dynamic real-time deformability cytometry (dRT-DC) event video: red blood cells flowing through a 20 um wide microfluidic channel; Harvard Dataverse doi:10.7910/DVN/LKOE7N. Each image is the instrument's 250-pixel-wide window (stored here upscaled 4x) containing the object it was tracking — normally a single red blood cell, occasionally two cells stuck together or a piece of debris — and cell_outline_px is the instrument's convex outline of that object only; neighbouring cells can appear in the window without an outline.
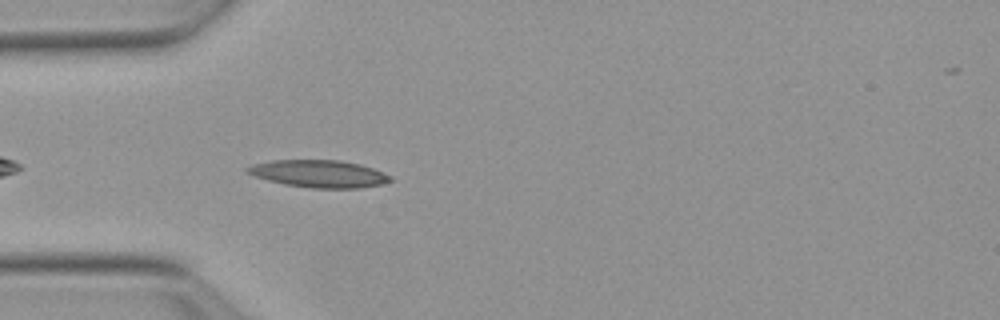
{"species": "Egyptian fruit bat (a non-hibernating species)", "species_latin": "Rousettus aegyptiacus", "temperature_condition": "warm", "stored_images_in_passage": 40, "camera_frame_rate_fps": 3000, "um_per_image_px": 0.085, "animal": {"sex": "female"}, "frame": {"image": 1, "passage_image": 3, "time_ms": 0.667, "image_size_px": [1000, 320], "cell_outline_px": [[392, 180], [380, 184], [360, 188], [312, 188], [284, 184], [268, 180], [244, 172], [244, 168], [252, 164], [272, 160], [336, 160], [360, 164], [372, 168], [392, 176]], "centroid_in_image_um": [27.07, 14.76], "position_along_channel_um": 57.9, "area_um2": 22.72}}
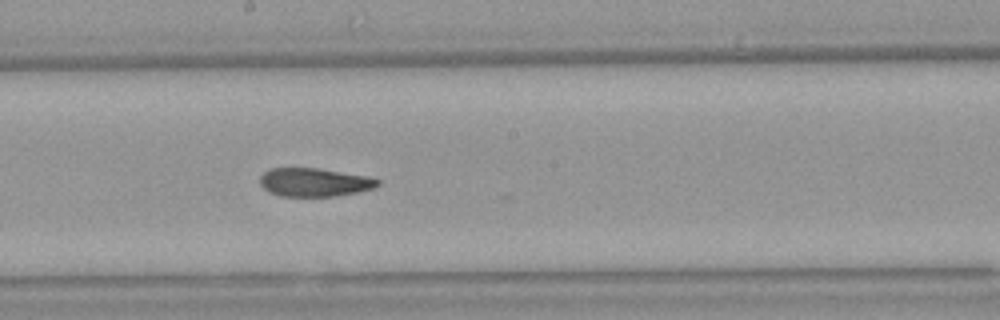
{"frame": {"image": 2, "passage_image": 16, "time_ms": 5.0, "image_size_px": [1000, 320], "cell_outline_px": [[380, 184], [376, 188], [360, 192], [336, 196], [280, 196], [268, 192], [260, 184], [260, 176], [264, 172], [272, 168], [320, 168], [368, 176], [380, 180]], "centroid_in_image_um": [26.76, 15.49], "position_along_channel_um": 221.4, "area_um2": 19.77}}
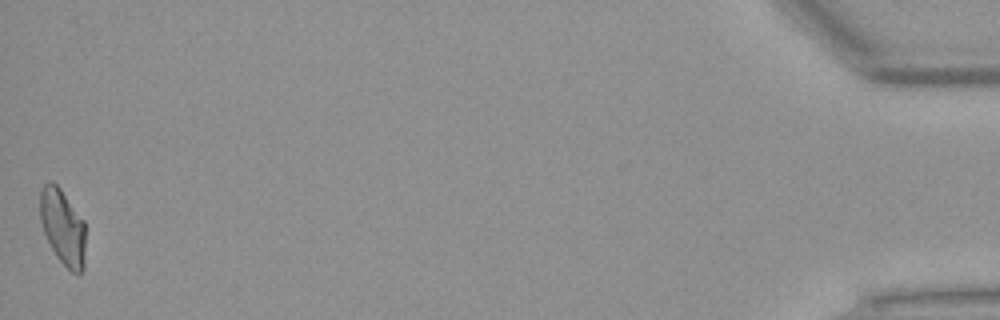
{"frame": {"image": 3, "passage_image": 40, "time_ms": 13.0, "image_size_px": [1000, 320], "cell_outline_px": [[84, 268], [80, 276], [72, 272], [56, 256], [44, 232], [40, 220], [40, 192], [44, 184], [52, 180], [60, 188], [84, 220]], "centroid_in_image_um": [5.33, 19.3], "position_along_channel_um": 429.9, "area_um2": 19.94}, "authors_computed_cell_mechanics": {"area_um2": 20.4901, "velocity_mm_per_s": 3.8608, "shape_relaxation_time_tau1_ms": null, "shape_relaxation_time_tau2_ms": 3.1109, "deformation_change_tau1": null, "deformation_change_tau2": 0.111}}